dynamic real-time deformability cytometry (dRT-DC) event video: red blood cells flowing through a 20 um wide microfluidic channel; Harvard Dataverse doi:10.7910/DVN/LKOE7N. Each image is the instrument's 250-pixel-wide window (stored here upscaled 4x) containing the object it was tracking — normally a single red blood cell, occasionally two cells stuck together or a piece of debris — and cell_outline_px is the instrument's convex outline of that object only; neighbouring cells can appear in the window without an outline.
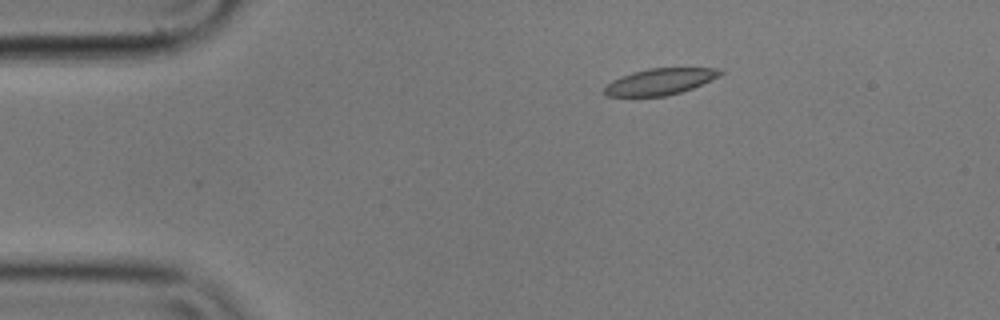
{"species": "common noctule bat (a hibernating species)", "species_latin": "Nyctalus noctula", "temperature_condition": "cold", "stored_images_in_passage": 4, "camera_frame_rate_fps": 3000, "um_per_image_px": 0.085, "animal": {"sex": "male", "body_mass_g": 17.9}, "frame": {"image": 1, "passage_image": 3, "time_ms": 0.667, "image_size_px": [1000, 320], "cell_outline_px": [[724, 72], [720, 76], [692, 88], [680, 92], [664, 96], [608, 96], [604, 92], [604, 88], [612, 80], [620, 76], [632, 72], [648, 68], [716, 68]], "centroid_in_image_um": [56.09, 6.93], "position_along_channel_um": 28.9, "area_um2": 17.63}}